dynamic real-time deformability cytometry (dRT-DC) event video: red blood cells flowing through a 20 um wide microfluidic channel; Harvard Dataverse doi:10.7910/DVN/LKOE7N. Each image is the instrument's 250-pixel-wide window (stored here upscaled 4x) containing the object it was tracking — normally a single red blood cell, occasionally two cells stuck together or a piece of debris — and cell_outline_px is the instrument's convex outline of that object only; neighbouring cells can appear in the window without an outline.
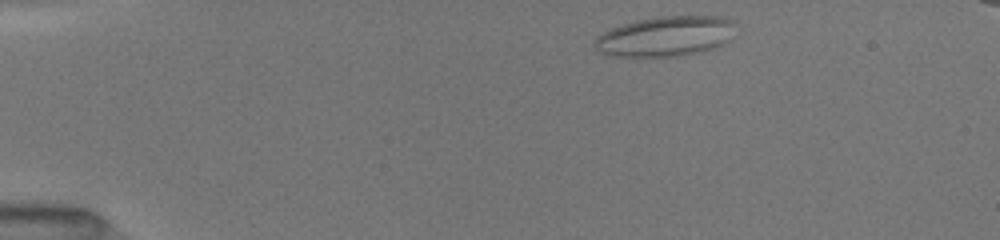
{"species": "common noctule bat (a hibernating species)", "species_latin": "Nyctalus noctula", "temperature_condition": "room temperature", "stored_images_in_passage": 45, "camera_frame_rate_fps": 3000, "um_per_image_px": 0.085, "animal": {"sex": "female", "body_mass_g": 19.5, "forearm_length_mm": 54.1}, "frame": {"image": 1, "passage_image": 2, "time_ms": 0.333, "image_size_px": [1000, 240], "cell_outline_px": [[732, 24], [728, 40], [712, 48], [696, 52], [676, 56], [612, 56], [600, 52], [596, 48], [592, 40], [596, 36], [612, 28], [636, 20], [660, 16], [720, 16], [728, 20]], "centroid_in_image_um": [56.46, 3.08], "position_along_channel_um": 28.5, "area_um2": 32.19}}
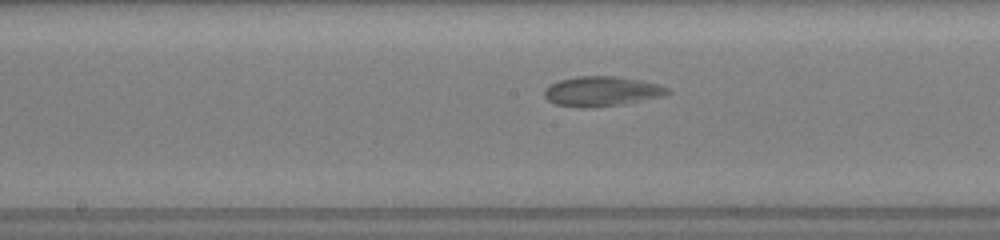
{"frame": {"image": 2, "passage_image": 21, "time_ms": 6.667, "image_size_px": [1000, 240], "cell_outline_px": [[672, 92], [660, 96], [620, 104], [596, 108], [580, 108], [556, 104], [548, 100], [544, 96], [544, 88], [560, 80], [580, 76], [616, 76], [656, 84], [668, 88]], "centroid_in_image_um": [51.08, 7.77], "position_along_channel_um": 197.1, "area_um2": 21.1}}
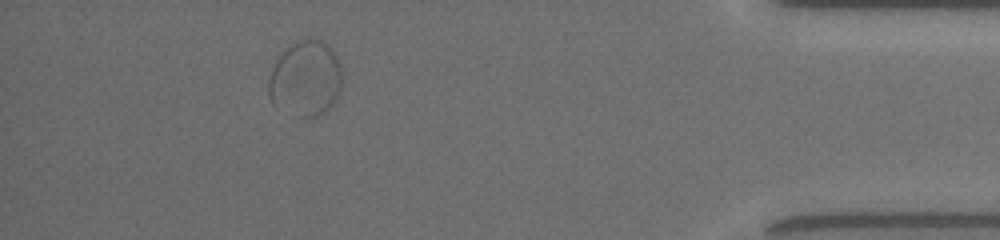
{"frame": {"image": 3, "passage_image": 41, "time_ms": 13.333, "image_size_px": [1000, 240], "cell_outline_px": [[340, 88], [336, 100], [324, 112], [316, 116], [300, 116], [272, 100], [268, 96], [268, 80], [272, 68], [276, 60], [292, 44], [300, 40], [320, 40], [328, 44], [336, 56], [340, 64]], "centroid_in_image_um": [25.99, 6.65], "position_along_channel_um": 409.2, "area_um2": 31.33}}